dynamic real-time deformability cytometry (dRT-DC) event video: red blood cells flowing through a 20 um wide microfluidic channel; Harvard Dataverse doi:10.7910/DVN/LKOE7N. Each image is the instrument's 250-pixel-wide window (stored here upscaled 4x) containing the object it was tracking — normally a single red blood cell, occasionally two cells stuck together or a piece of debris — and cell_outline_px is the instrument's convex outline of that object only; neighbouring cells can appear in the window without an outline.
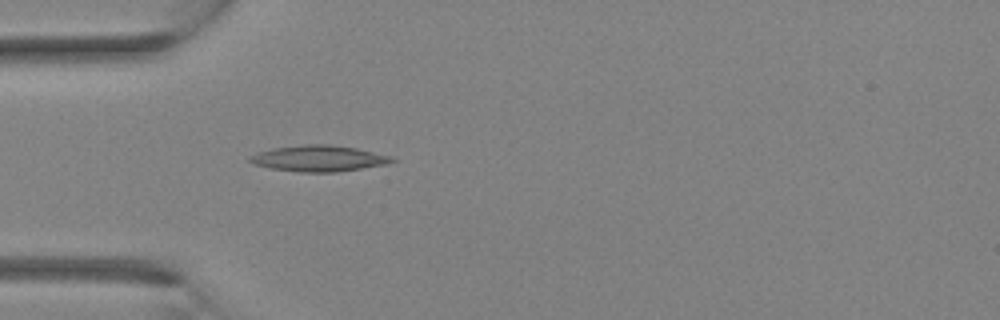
{"species": "Egyptian fruit bat (a non-hibernating species)", "species_latin": "Rousettus aegyptiacus", "temperature_condition": "room temperature", "stored_images_in_passage": 1, "camera_frame_rate_fps": 3000, "um_per_image_px": 0.085, "animal": {"sex": "female"}, "frame": {"image": 1, "passage_image": 1, "time_ms": 0.0, "image_size_px": [1000, 320], "cell_outline_px": [[396, 160], [388, 164], [336, 172], [300, 172], [272, 168], [252, 164], [248, 160], [248, 156], [256, 152], [272, 148], [304, 144], [328, 144], [356, 148], [392, 156]], "centroid_in_image_um": [27.07, 13.46], "position_along_channel_um": 57.9, "area_um2": 21.68}}